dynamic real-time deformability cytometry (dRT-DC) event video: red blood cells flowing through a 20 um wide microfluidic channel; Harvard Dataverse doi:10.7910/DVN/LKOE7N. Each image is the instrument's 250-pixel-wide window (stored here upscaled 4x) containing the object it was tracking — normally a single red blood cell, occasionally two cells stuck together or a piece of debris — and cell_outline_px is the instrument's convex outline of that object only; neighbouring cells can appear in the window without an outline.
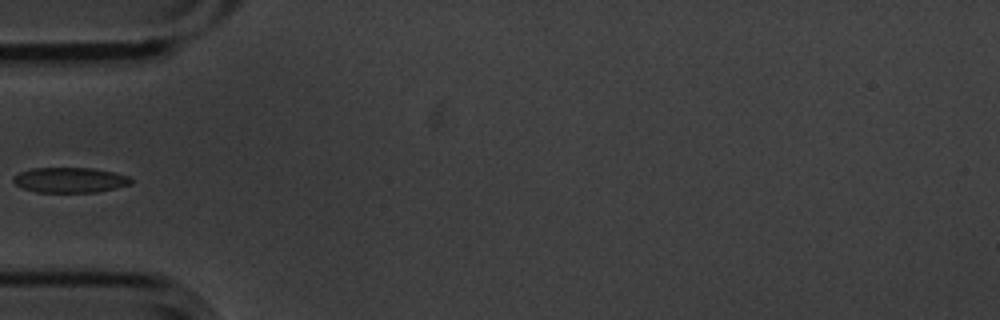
{"species": "common noctule bat (a hibernating species)", "species_latin": "Nyctalus noctula", "temperature_condition": "cold", "stored_images_in_passage": 7, "camera_frame_rate_fps": 3000, "um_per_image_px": 0.085, "animal": {"sex": "male", "body_mass_g": 20.1, "forearm_length_mm": 53.5}, "frame": {"image": 1, "passage_image": 6, "time_ms": 1.667, "image_size_px": [1000, 320], "cell_outline_px": [[132, 184], [116, 188], [96, 192], [36, 192], [24, 188], [16, 184], [12, 180], [12, 176], [20, 172], [32, 168], [92, 168], [116, 172], [128, 176], [132, 180]], "centroid_in_image_um": [5.96, 15.3], "position_along_channel_um": 79.0, "area_um2": 17.34}}
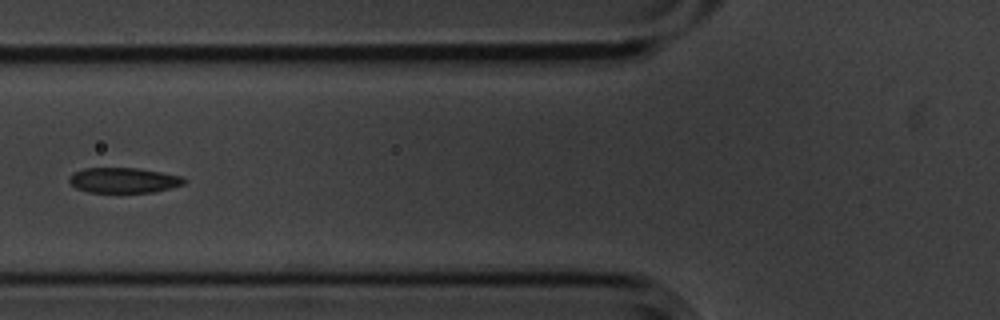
{"frame": {"image": 2, "passage_image": 7, "time_ms": 2.0, "image_size_px": [1000, 320], "cell_outline_px": [[184, 184], [152, 192], [88, 192], [76, 188], [68, 180], [72, 172], [84, 168], [136, 168], [160, 172], [180, 176], [184, 180]], "centroid_in_image_um": [10.44, 15.32], "position_along_channel_um": 115.4, "area_um2": 16.65}}